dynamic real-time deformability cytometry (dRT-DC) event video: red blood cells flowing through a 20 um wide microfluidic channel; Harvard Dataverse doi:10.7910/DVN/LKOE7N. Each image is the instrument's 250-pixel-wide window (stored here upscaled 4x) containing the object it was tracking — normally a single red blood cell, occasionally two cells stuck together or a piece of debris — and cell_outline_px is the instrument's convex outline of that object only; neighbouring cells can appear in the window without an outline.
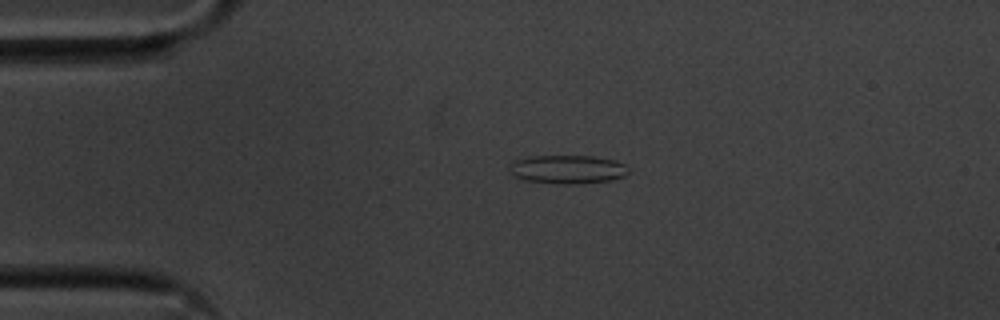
{"species": "common noctule bat (a hibernating species)", "species_latin": "Nyctalus noctula", "temperature_condition": "cold", "stored_images_in_passage": 45, "camera_frame_rate_fps": 3000, "um_per_image_px": 0.085, "animal": {"sex": "male", "body_mass_g": 20.1, "forearm_length_mm": 53.5}, "frame": {"image": 1, "passage_image": 2, "time_ms": 0.333, "image_size_px": [1000, 320], "cell_outline_px": [[628, 172], [624, 176], [612, 180], [572, 184], [556, 184], [524, 180], [516, 176], [512, 172], [512, 164], [516, 160], [528, 156], [592, 156], [616, 160], [624, 164], [628, 168]], "centroid_in_image_um": [48.29, 14.39], "position_along_channel_um": 36.7, "area_um2": 19.65}}
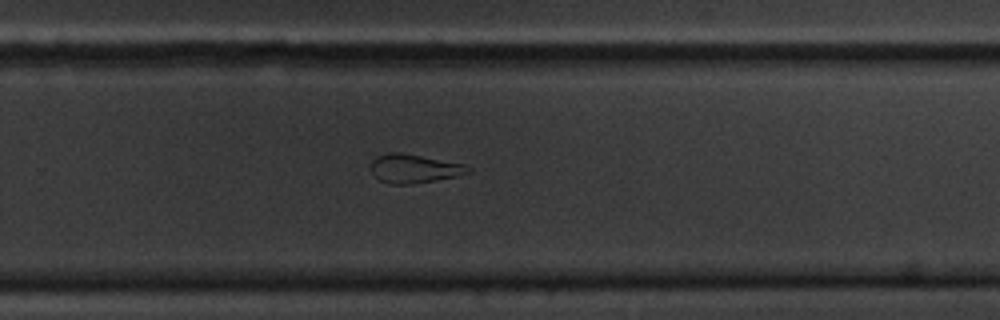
{"frame": {"image": 2, "passage_image": 26, "time_ms": 8.333, "image_size_px": [1000, 320], "cell_outline_px": [[472, 172], [456, 176], [436, 180], [412, 184], [392, 184], [380, 180], [372, 172], [372, 160], [376, 156], [388, 152], [400, 152], [464, 164], [472, 168]], "centroid_in_image_um": [35.22, 14.32], "position_along_channel_um": 294.6, "area_um2": 16.18}}
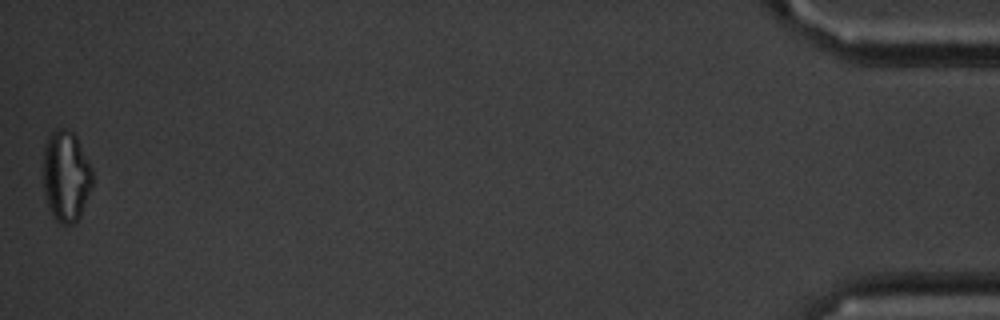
{"frame": {"image": 3, "passage_image": 45, "time_ms": 14.667, "image_size_px": [1000, 320], "cell_outline_px": [[92, 184], [80, 216], [72, 224], [60, 224], [56, 220], [48, 208], [44, 196], [44, 144], [48, 136], [52, 132], [60, 128], [64, 128], [72, 132], [76, 136], [92, 168]], "centroid_in_image_um": [5.6, 14.97], "position_along_channel_um": 429.6, "area_um2": 26.01}, "authors_computed_cell_mechanics": {"area_um2": 17.9758, "velocity_mm_per_s": 3.6179, "shape_relaxation_time_tau1_ms": 9.8271, "shape_relaxation_time_tau2_ms": 2.4224, "deformation_change_tau1": 0.2043, "deformation_change_tau2": 0.0993}}